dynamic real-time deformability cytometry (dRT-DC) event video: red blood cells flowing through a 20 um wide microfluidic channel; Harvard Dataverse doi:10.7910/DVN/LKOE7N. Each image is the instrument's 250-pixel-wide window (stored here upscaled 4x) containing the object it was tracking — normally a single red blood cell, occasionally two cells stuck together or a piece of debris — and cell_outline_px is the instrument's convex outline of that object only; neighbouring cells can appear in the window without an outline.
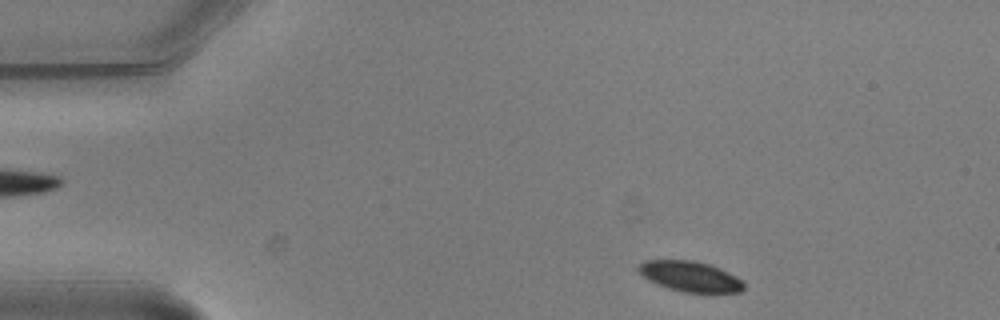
{"species": "common noctule bat (a hibernating species)", "species_latin": "Nyctalus noctula", "temperature_condition": "warm", "stored_images_in_passage": 5, "segment_of_instrument_passage": [2, 2], "camera_frame_rate_fps": 3000, "um_per_image_px": 0.085, "animal": {"sex": "male", "body_mass_g": 20.5, "forearm_length_mm": 52.5}, "frame": {"image": 1, "passage_image": 5, "time_ms": 1.333, "image_size_px": [1000, 320], "cell_outline_px": [[744, 288], [740, 292], [684, 292], [668, 288], [656, 284], [648, 280], [640, 272], [640, 264], [644, 260], [696, 260], [720, 268], [736, 276], [744, 284]], "centroid_in_image_um": [58.67, 23.49], "position_along_channel_um": 26.3, "area_um2": 18.44}}